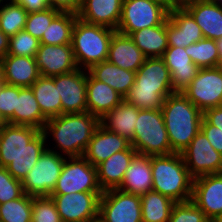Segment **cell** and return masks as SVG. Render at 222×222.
Wrapping results in <instances>:
<instances>
[{
    "mask_svg": "<svg viewBox=\"0 0 222 222\" xmlns=\"http://www.w3.org/2000/svg\"><path fill=\"white\" fill-rule=\"evenodd\" d=\"M130 143L138 154L152 156L174 153L161 109L138 110L134 138Z\"/></svg>",
    "mask_w": 222,
    "mask_h": 222,
    "instance_id": "cell-6",
    "label": "cell"
},
{
    "mask_svg": "<svg viewBox=\"0 0 222 222\" xmlns=\"http://www.w3.org/2000/svg\"><path fill=\"white\" fill-rule=\"evenodd\" d=\"M49 7L60 12H70L78 14L83 0H47Z\"/></svg>",
    "mask_w": 222,
    "mask_h": 222,
    "instance_id": "cell-46",
    "label": "cell"
},
{
    "mask_svg": "<svg viewBox=\"0 0 222 222\" xmlns=\"http://www.w3.org/2000/svg\"><path fill=\"white\" fill-rule=\"evenodd\" d=\"M46 142L47 139L43 131H40L28 142L23 151L6 167L13 178L23 181L47 148Z\"/></svg>",
    "mask_w": 222,
    "mask_h": 222,
    "instance_id": "cell-32",
    "label": "cell"
},
{
    "mask_svg": "<svg viewBox=\"0 0 222 222\" xmlns=\"http://www.w3.org/2000/svg\"><path fill=\"white\" fill-rule=\"evenodd\" d=\"M59 13L60 11L51 7L43 11L30 12L24 30L40 41L43 33Z\"/></svg>",
    "mask_w": 222,
    "mask_h": 222,
    "instance_id": "cell-41",
    "label": "cell"
},
{
    "mask_svg": "<svg viewBox=\"0 0 222 222\" xmlns=\"http://www.w3.org/2000/svg\"><path fill=\"white\" fill-rule=\"evenodd\" d=\"M31 89L47 119L61 115V97L52 77L40 76Z\"/></svg>",
    "mask_w": 222,
    "mask_h": 222,
    "instance_id": "cell-33",
    "label": "cell"
},
{
    "mask_svg": "<svg viewBox=\"0 0 222 222\" xmlns=\"http://www.w3.org/2000/svg\"><path fill=\"white\" fill-rule=\"evenodd\" d=\"M99 124L100 119L90 112L61 114L50 118L42 131L46 139L52 136L56 145L55 150L48 147L49 145L47 149L66 157L83 156Z\"/></svg>",
    "mask_w": 222,
    "mask_h": 222,
    "instance_id": "cell-1",
    "label": "cell"
},
{
    "mask_svg": "<svg viewBox=\"0 0 222 222\" xmlns=\"http://www.w3.org/2000/svg\"><path fill=\"white\" fill-rule=\"evenodd\" d=\"M200 130L213 148L222 155V106L209 108L203 112Z\"/></svg>",
    "mask_w": 222,
    "mask_h": 222,
    "instance_id": "cell-39",
    "label": "cell"
},
{
    "mask_svg": "<svg viewBox=\"0 0 222 222\" xmlns=\"http://www.w3.org/2000/svg\"><path fill=\"white\" fill-rule=\"evenodd\" d=\"M1 86V85H0ZM5 121L2 119V117L0 116V129L5 125Z\"/></svg>",
    "mask_w": 222,
    "mask_h": 222,
    "instance_id": "cell-53",
    "label": "cell"
},
{
    "mask_svg": "<svg viewBox=\"0 0 222 222\" xmlns=\"http://www.w3.org/2000/svg\"><path fill=\"white\" fill-rule=\"evenodd\" d=\"M115 32L112 28L88 23L77 17L71 41L77 67L89 70L93 65L106 61Z\"/></svg>",
    "mask_w": 222,
    "mask_h": 222,
    "instance_id": "cell-5",
    "label": "cell"
},
{
    "mask_svg": "<svg viewBox=\"0 0 222 222\" xmlns=\"http://www.w3.org/2000/svg\"><path fill=\"white\" fill-rule=\"evenodd\" d=\"M4 81L17 87H31L41 76L36 58L6 55L3 59Z\"/></svg>",
    "mask_w": 222,
    "mask_h": 222,
    "instance_id": "cell-27",
    "label": "cell"
},
{
    "mask_svg": "<svg viewBox=\"0 0 222 222\" xmlns=\"http://www.w3.org/2000/svg\"><path fill=\"white\" fill-rule=\"evenodd\" d=\"M168 1L123 0L117 32L129 36L132 32L163 24L169 14Z\"/></svg>",
    "mask_w": 222,
    "mask_h": 222,
    "instance_id": "cell-7",
    "label": "cell"
},
{
    "mask_svg": "<svg viewBox=\"0 0 222 222\" xmlns=\"http://www.w3.org/2000/svg\"><path fill=\"white\" fill-rule=\"evenodd\" d=\"M0 222H32V196L26 193L0 204Z\"/></svg>",
    "mask_w": 222,
    "mask_h": 222,
    "instance_id": "cell-38",
    "label": "cell"
},
{
    "mask_svg": "<svg viewBox=\"0 0 222 222\" xmlns=\"http://www.w3.org/2000/svg\"><path fill=\"white\" fill-rule=\"evenodd\" d=\"M162 58L171 73L173 91H184L196 77L200 68L186 54L185 47L168 46Z\"/></svg>",
    "mask_w": 222,
    "mask_h": 222,
    "instance_id": "cell-20",
    "label": "cell"
},
{
    "mask_svg": "<svg viewBox=\"0 0 222 222\" xmlns=\"http://www.w3.org/2000/svg\"><path fill=\"white\" fill-rule=\"evenodd\" d=\"M145 59L143 52L129 36L117 31L113 34L107 59L109 62L120 68L137 72Z\"/></svg>",
    "mask_w": 222,
    "mask_h": 222,
    "instance_id": "cell-26",
    "label": "cell"
},
{
    "mask_svg": "<svg viewBox=\"0 0 222 222\" xmlns=\"http://www.w3.org/2000/svg\"><path fill=\"white\" fill-rule=\"evenodd\" d=\"M213 2H216V3H219V4H222V0H212Z\"/></svg>",
    "mask_w": 222,
    "mask_h": 222,
    "instance_id": "cell-54",
    "label": "cell"
},
{
    "mask_svg": "<svg viewBox=\"0 0 222 222\" xmlns=\"http://www.w3.org/2000/svg\"><path fill=\"white\" fill-rule=\"evenodd\" d=\"M201 28L204 38L222 37V4L212 0H191L182 5Z\"/></svg>",
    "mask_w": 222,
    "mask_h": 222,
    "instance_id": "cell-19",
    "label": "cell"
},
{
    "mask_svg": "<svg viewBox=\"0 0 222 222\" xmlns=\"http://www.w3.org/2000/svg\"><path fill=\"white\" fill-rule=\"evenodd\" d=\"M47 120L42 114L31 87H19V97L17 98L15 112L7 123L30 126L42 131Z\"/></svg>",
    "mask_w": 222,
    "mask_h": 222,
    "instance_id": "cell-28",
    "label": "cell"
},
{
    "mask_svg": "<svg viewBox=\"0 0 222 222\" xmlns=\"http://www.w3.org/2000/svg\"><path fill=\"white\" fill-rule=\"evenodd\" d=\"M203 38L201 28L183 6H170L167 18L168 46L186 48Z\"/></svg>",
    "mask_w": 222,
    "mask_h": 222,
    "instance_id": "cell-16",
    "label": "cell"
},
{
    "mask_svg": "<svg viewBox=\"0 0 222 222\" xmlns=\"http://www.w3.org/2000/svg\"><path fill=\"white\" fill-rule=\"evenodd\" d=\"M219 54V62L217 67L222 71V52H218Z\"/></svg>",
    "mask_w": 222,
    "mask_h": 222,
    "instance_id": "cell-52",
    "label": "cell"
},
{
    "mask_svg": "<svg viewBox=\"0 0 222 222\" xmlns=\"http://www.w3.org/2000/svg\"><path fill=\"white\" fill-rule=\"evenodd\" d=\"M140 197L142 222H168L176 202L154 190Z\"/></svg>",
    "mask_w": 222,
    "mask_h": 222,
    "instance_id": "cell-34",
    "label": "cell"
},
{
    "mask_svg": "<svg viewBox=\"0 0 222 222\" xmlns=\"http://www.w3.org/2000/svg\"><path fill=\"white\" fill-rule=\"evenodd\" d=\"M40 41L25 30L19 31L9 37V50L7 55L26 56L35 58Z\"/></svg>",
    "mask_w": 222,
    "mask_h": 222,
    "instance_id": "cell-40",
    "label": "cell"
},
{
    "mask_svg": "<svg viewBox=\"0 0 222 222\" xmlns=\"http://www.w3.org/2000/svg\"><path fill=\"white\" fill-rule=\"evenodd\" d=\"M186 54L199 68L217 67L219 54L215 40L203 38L185 48Z\"/></svg>",
    "mask_w": 222,
    "mask_h": 222,
    "instance_id": "cell-37",
    "label": "cell"
},
{
    "mask_svg": "<svg viewBox=\"0 0 222 222\" xmlns=\"http://www.w3.org/2000/svg\"><path fill=\"white\" fill-rule=\"evenodd\" d=\"M191 200L215 222L222 215V173L193 179Z\"/></svg>",
    "mask_w": 222,
    "mask_h": 222,
    "instance_id": "cell-15",
    "label": "cell"
},
{
    "mask_svg": "<svg viewBox=\"0 0 222 222\" xmlns=\"http://www.w3.org/2000/svg\"><path fill=\"white\" fill-rule=\"evenodd\" d=\"M218 52H222V37L215 40Z\"/></svg>",
    "mask_w": 222,
    "mask_h": 222,
    "instance_id": "cell-51",
    "label": "cell"
},
{
    "mask_svg": "<svg viewBox=\"0 0 222 222\" xmlns=\"http://www.w3.org/2000/svg\"><path fill=\"white\" fill-rule=\"evenodd\" d=\"M88 72L124 98L135 83L136 72L120 68L108 60L93 65Z\"/></svg>",
    "mask_w": 222,
    "mask_h": 222,
    "instance_id": "cell-29",
    "label": "cell"
},
{
    "mask_svg": "<svg viewBox=\"0 0 222 222\" xmlns=\"http://www.w3.org/2000/svg\"><path fill=\"white\" fill-rule=\"evenodd\" d=\"M4 68H3V61L0 59V85L4 84Z\"/></svg>",
    "mask_w": 222,
    "mask_h": 222,
    "instance_id": "cell-50",
    "label": "cell"
},
{
    "mask_svg": "<svg viewBox=\"0 0 222 222\" xmlns=\"http://www.w3.org/2000/svg\"><path fill=\"white\" fill-rule=\"evenodd\" d=\"M138 108L125 100L109 111L100 123L109 131L116 133L128 141L134 138V131L138 117Z\"/></svg>",
    "mask_w": 222,
    "mask_h": 222,
    "instance_id": "cell-30",
    "label": "cell"
},
{
    "mask_svg": "<svg viewBox=\"0 0 222 222\" xmlns=\"http://www.w3.org/2000/svg\"><path fill=\"white\" fill-rule=\"evenodd\" d=\"M77 14L60 12L43 33L40 44L64 45L71 44L72 32Z\"/></svg>",
    "mask_w": 222,
    "mask_h": 222,
    "instance_id": "cell-35",
    "label": "cell"
},
{
    "mask_svg": "<svg viewBox=\"0 0 222 222\" xmlns=\"http://www.w3.org/2000/svg\"><path fill=\"white\" fill-rule=\"evenodd\" d=\"M173 93L171 73L163 58H146L124 100L140 110L161 109L165 99Z\"/></svg>",
    "mask_w": 222,
    "mask_h": 222,
    "instance_id": "cell-2",
    "label": "cell"
},
{
    "mask_svg": "<svg viewBox=\"0 0 222 222\" xmlns=\"http://www.w3.org/2000/svg\"><path fill=\"white\" fill-rule=\"evenodd\" d=\"M24 194L22 181L13 178L7 168L0 167V204L20 198Z\"/></svg>",
    "mask_w": 222,
    "mask_h": 222,
    "instance_id": "cell-44",
    "label": "cell"
},
{
    "mask_svg": "<svg viewBox=\"0 0 222 222\" xmlns=\"http://www.w3.org/2000/svg\"><path fill=\"white\" fill-rule=\"evenodd\" d=\"M2 1H3V2H7V1H11V0H0V2H2Z\"/></svg>",
    "mask_w": 222,
    "mask_h": 222,
    "instance_id": "cell-56",
    "label": "cell"
},
{
    "mask_svg": "<svg viewBox=\"0 0 222 222\" xmlns=\"http://www.w3.org/2000/svg\"><path fill=\"white\" fill-rule=\"evenodd\" d=\"M35 58L41 76L53 77L78 69L71 44H40Z\"/></svg>",
    "mask_w": 222,
    "mask_h": 222,
    "instance_id": "cell-17",
    "label": "cell"
},
{
    "mask_svg": "<svg viewBox=\"0 0 222 222\" xmlns=\"http://www.w3.org/2000/svg\"><path fill=\"white\" fill-rule=\"evenodd\" d=\"M118 189L139 196L153 190L150 155L134 156Z\"/></svg>",
    "mask_w": 222,
    "mask_h": 222,
    "instance_id": "cell-25",
    "label": "cell"
},
{
    "mask_svg": "<svg viewBox=\"0 0 222 222\" xmlns=\"http://www.w3.org/2000/svg\"><path fill=\"white\" fill-rule=\"evenodd\" d=\"M61 97V114L87 112V70L52 77Z\"/></svg>",
    "mask_w": 222,
    "mask_h": 222,
    "instance_id": "cell-14",
    "label": "cell"
},
{
    "mask_svg": "<svg viewBox=\"0 0 222 222\" xmlns=\"http://www.w3.org/2000/svg\"><path fill=\"white\" fill-rule=\"evenodd\" d=\"M153 190L174 202L192 198L193 178L180 153L151 156Z\"/></svg>",
    "mask_w": 222,
    "mask_h": 222,
    "instance_id": "cell-4",
    "label": "cell"
},
{
    "mask_svg": "<svg viewBox=\"0 0 222 222\" xmlns=\"http://www.w3.org/2000/svg\"><path fill=\"white\" fill-rule=\"evenodd\" d=\"M180 154L193 179L222 173V155L213 148L201 130Z\"/></svg>",
    "mask_w": 222,
    "mask_h": 222,
    "instance_id": "cell-12",
    "label": "cell"
},
{
    "mask_svg": "<svg viewBox=\"0 0 222 222\" xmlns=\"http://www.w3.org/2000/svg\"><path fill=\"white\" fill-rule=\"evenodd\" d=\"M17 4L22 5L28 13L43 11L49 8L47 0H11Z\"/></svg>",
    "mask_w": 222,
    "mask_h": 222,
    "instance_id": "cell-47",
    "label": "cell"
},
{
    "mask_svg": "<svg viewBox=\"0 0 222 222\" xmlns=\"http://www.w3.org/2000/svg\"><path fill=\"white\" fill-rule=\"evenodd\" d=\"M77 192L103 191L98 184L97 169L95 166L88 162L83 156L66 157L60 177L51 194H69Z\"/></svg>",
    "mask_w": 222,
    "mask_h": 222,
    "instance_id": "cell-9",
    "label": "cell"
},
{
    "mask_svg": "<svg viewBox=\"0 0 222 222\" xmlns=\"http://www.w3.org/2000/svg\"><path fill=\"white\" fill-rule=\"evenodd\" d=\"M19 87L9 84L0 86V116L7 123L14 115Z\"/></svg>",
    "mask_w": 222,
    "mask_h": 222,
    "instance_id": "cell-45",
    "label": "cell"
},
{
    "mask_svg": "<svg viewBox=\"0 0 222 222\" xmlns=\"http://www.w3.org/2000/svg\"><path fill=\"white\" fill-rule=\"evenodd\" d=\"M9 50V37L0 30V59L2 60Z\"/></svg>",
    "mask_w": 222,
    "mask_h": 222,
    "instance_id": "cell-48",
    "label": "cell"
},
{
    "mask_svg": "<svg viewBox=\"0 0 222 222\" xmlns=\"http://www.w3.org/2000/svg\"><path fill=\"white\" fill-rule=\"evenodd\" d=\"M97 222H142L141 197L118 188L103 191Z\"/></svg>",
    "mask_w": 222,
    "mask_h": 222,
    "instance_id": "cell-10",
    "label": "cell"
},
{
    "mask_svg": "<svg viewBox=\"0 0 222 222\" xmlns=\"http://www.w3.org/2000/svg\"><path fill=\"white\" fill-rule=\"evenodd\" d=\"M170 147L181 153L200 131L203 112L182 92L169 95L161 107Z\"/></svg>",
    "mask_w": 222,
    "mask_h": 222,
    "instance_id": "cell-3",
    "label": "cell"
},
{
    "mask_svg": "<svg viewBox=\"0 0 222 222\" xmlns=\"http://www.w3.org/2000/svg\"><path fill=\"white\" fill-rule=\"evenodd\" d=\"M0 5V30L8 37L24 30L28 17L27 10L12 1H7V3L2 1Z\"/></svg>",
    "mask_w": 222,
    "mask_h": 222,
    "instance_id": "cell-36",
    "label": "cell"
},
{
    "mask_svg": "<svg viewBox=\"0 0 222 222\" xmlns=\"http://www.w3.org/2000/svg\"><path fill=\"white\" fill-rule=\"evenodd\" d=\"M191 1V0H168V3L171 6H182L184 3Z\"/></svg>",
    "mask_w": 222,
    "mask_h": 222,
    "instance_id": "cell-49",
    "label": "cell"
},
{
    "mask_svg": "<svg viewBox=\"0 0 222 222\" xmlns=\"http://www.w3.org/2000/svg\"><path fill=\"white\" fill-rule=\"evenodd\" d=\"M103 192L51 194L63 222H97Z\"/></svg>",
    "mask_w": 222,
    "mask_h": 222,
    "instance_id": "cell-11",
    "label": "cell"
},
{
    "mask_svg": "<svg viewBox=\"0 0 222 222\" xmlns=\"http://www.w3.org/2000/svg\"><path fill=\"white\" fill-rule=\"evenodd\" d=\"M122 6L123 0H83L77 16L85 22L117 30Z\"/></svg>",
    "mask_w": 222,
    "mask_h": 222,
    "instance_id": "cell-22",
    "label": "cell"
},
{
    "mask_svg": "<svg viewBox=\"0 0 222 222\" xmlns=\"http://www.w3.org/2000/svg\"><path fill=\"white\" fill-rule=\"evenodd\" d=\"M65 158L46 148L22 181L24 193L32 197L50 196L60 177Z\"/></svg>",
    "mask_w": 222,
    "mask_h": 222,
    "instance_id": "cell-8",
    "label": "cell"
},
{
    "mask_svg": "<svg viewBox=\"0 0 222 222\" xmlns=\"http://www.w3.org/2000/svg\"><path fill=\"white\" fill-rule=\"evenodd\" d=\"M136 154V150L130 146L96 166L97 180L102 191L118 188L121 185L125 172Z\"/></svg>",
    "mask_w": 222,
    "mask_h": 222,
    "instance_id": "cell-23",
    "label": "cell"
},
{
    "mask_svg": "<svg viewBox=\"0 0 222 222\" xmlns=\"http://www.w3.org/2000/svg\"><path fill=\"white\" fill-rule=\"evenodd\" d=\"M215 222H222V215Z\"/></svg>",
    "mask_w": 222,
    "mask_h": 222,
    "instance_id": "cell-55",
    "label": "cell"
},
{
    "mask_svg": "<svg viewBox=\"0 0 222 222\" xmlns=\"http://www.w3.org/2000/svg\"><path fill=\"white\" fill-rule=\"evenodd\" d=\"M168 222H211L205 213L192 201L173 205Z\"/></svg>",
    "mask_w": 222,
    "mask_h": 222,
    "instance_id": "cell-42",
    "label": "cell"
},
{
    "mask_svg": "<svg viewBox=\"0 0 222 222\" xmlns=\"http://www.w3.org/2000/svg\"><path fill=\"white\" fill-rule=\"evenodd\" d=\"M87 112L100 120L118 104L124 97L104 82L96 80L87 70Z\"/></svg>",
    "mask_w": 222,
    "mask_h": 222,
    "instance_id": "cell-24",
    "label": "cell"
},
{
    "mask_svg": "<svg viewBox=\"0 0 222 222\" xmlns=\"http://www.w3.org/2000/svg\"><path fill=\"white\" fill-rule=\"evenodd\" d=\"M182 93L202 112L222 106V71L218 67L200 68Z\"/></svg>",
    "mask_w": 222,
    "mask_h": 222,
    "instance_id": "cell-13",
    "label": "cell"
},
{
    "mask_svg": "<svg viewBox=\"0 0 222 222\" xmlns=\"http://www.w3.org/2000/svg\"><path fill=\"white\" fill-rule=\"evenodd\" d=\"M32 222H63L50 196L32 197Z\"/></svg>",
    "mask_w": 222,
    "mask_h": 222,
    "instance_id": "cell-43",
    "label": "cell"
},
{
    "mask_svg": "<svg viewBox=\"0 0 222 222\" xmlns=\"http://www.w3.org/2000/svg\"><path fill=\"white\" fill-rule=\"evenodd\" d=\"M129 37L146 58L162 57L168 48L167 20L161 25L132 32Z\"/></svg>",
    "mask_w": 222,
    "mask_h": 222,
    "instance_id": "cell-31",
    "label": "cell"
},
{
    "mask_svg": "<svg viewBox=\"0 0 222 222\" xmlns=\"http://www.w3.org/2000/svg\"><path fill=\"white\" fill-rule=\"evenodd\" d=\"M130 146V141L109 131L100 123L94 131L83 157L96 167L111 155L122 150H127Z\"/></svg>",
    "mask_w": 222,
    "mask_h": 222,
    "instance_id": "cell-18",
    "label": "cell"
},
{
    "mask_svg": "<svg viewBox=\"0 0 222 222\" xmlns=\"http://www.w3.org/2000/svg\"><path fill=\"white\" fill-rule=\"evenodd\" d=\"M30 126L6 123L0 129V167H7L38 133Z\"/></svg>",
    "mask_w": 222,
    "mask_h": 222,
    "instance_id": "cell-21",
    "label": "cell"
}]
</instances>
